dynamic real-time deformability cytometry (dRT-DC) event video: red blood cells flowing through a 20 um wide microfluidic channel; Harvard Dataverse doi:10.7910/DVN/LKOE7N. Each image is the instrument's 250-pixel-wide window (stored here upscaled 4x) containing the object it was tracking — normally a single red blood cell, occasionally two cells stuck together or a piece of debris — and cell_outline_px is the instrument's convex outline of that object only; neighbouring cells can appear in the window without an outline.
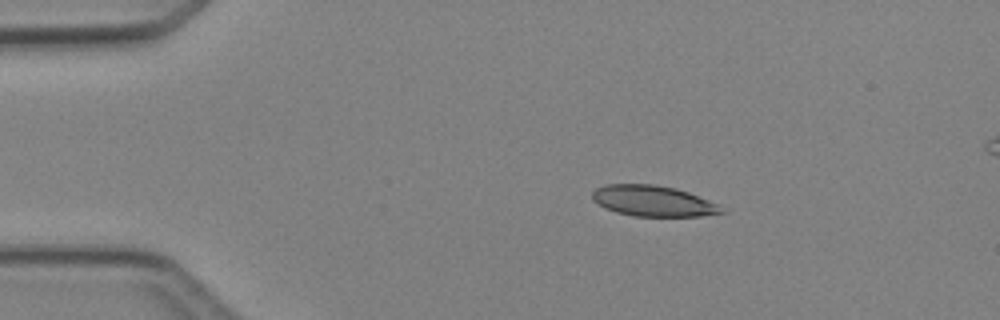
{"species": "Egyptian fruit bat (a non-hibernating species)", "species_latin": "Rousettus aegyptiacus", "temperature_condition": "cold", "stored_images_in_passage": 4, "camera_frame_rate_fps": 3000, "um_per_image_px": 0.085, "animal": {"sex": "female"}, "frame": {"image": 1, "passage_image": 2, "time_ms": 1.333, "image_size_px": [1000, 320], "cell_outline_px": [[724, 212], [700, 216], [632, 216], [616, 212], [604, 208], [592, 200], [592, 192], [596, 188], [604, 184], [652, 184], [676, 188], [688, 192], [708, 200], [716, 204]], "centroid_in_image_um": [55.43, 17.07], "position_along_channel_um": 29.6, "area_um2": 23.06}}